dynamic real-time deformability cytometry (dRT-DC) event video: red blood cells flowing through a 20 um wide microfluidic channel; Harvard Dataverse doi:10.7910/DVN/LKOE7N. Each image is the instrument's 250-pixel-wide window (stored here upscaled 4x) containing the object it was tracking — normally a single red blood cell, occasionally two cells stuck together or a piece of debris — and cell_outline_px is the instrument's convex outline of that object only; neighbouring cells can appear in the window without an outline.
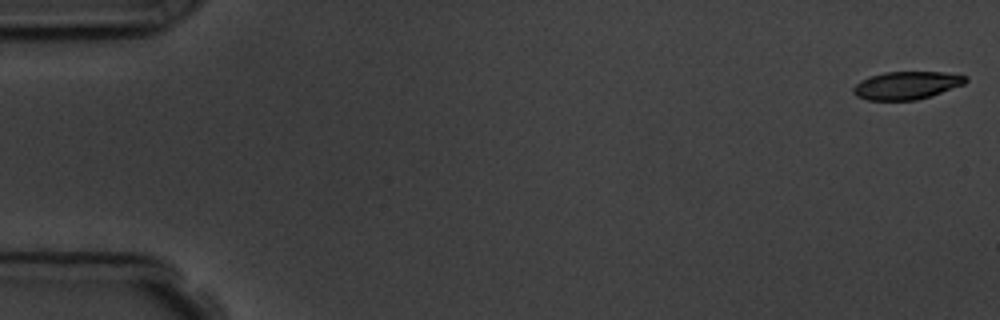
{"species": "common noctule bat (a hibernating species)", "species_latin": "Nyctalus noctula", "temperature_condition": "room temperature", "stored_images_in_passage": 15, "camera_frame_rate_fps": 3000, "um_per_image_px": 0.085, "animal": {"sex": "male", "body_mass_g": 19.5, "forearm_length_mm": 54.6}, "frame": {"image": 1, "passage_image": 1, "time_ms": 0.0, "image_size_px": [1000, 320], "cell_outline_px": [[968, 80], [964, 84], [932, 96], [916, 100], [868, 100], [856, 96], [852, 92], [852, 88], [860, 80], [868, 76], [884, 72], [944, 72], [968, 76]], "centroid_in_image_um": [77.05, 7.25], "position_along_channel_um": 7.9, "area_um2": 18.44}}
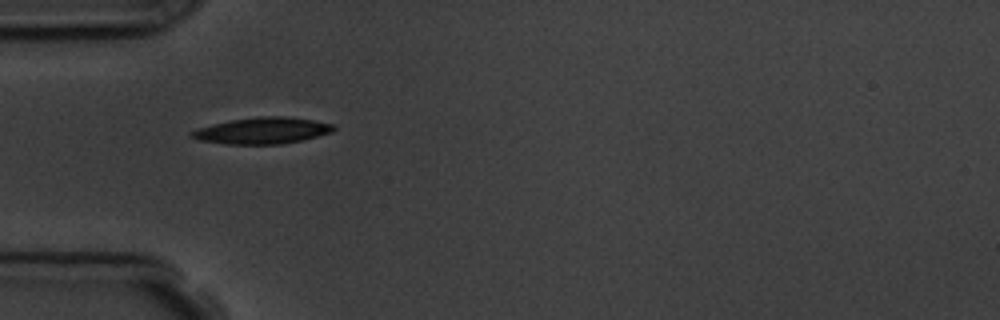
{"frame": {"image": 2, "passage_image": 5, "time_ms": 5.333, "image_size_px": [1000, 320], "cell_outline_px": [[336, 128], [332, 132], [300, 140], [280, 144], [224, 144], [200, 140], [188, 136], [188, 132], [196, 128], [212, 124], [232, 120], [256, 116], [288, 116], [336, 124]], "centroid_in_image_um": [22.26, 11.09], "position_along_channel_um": 62.7, "area_um2": 21.96}}
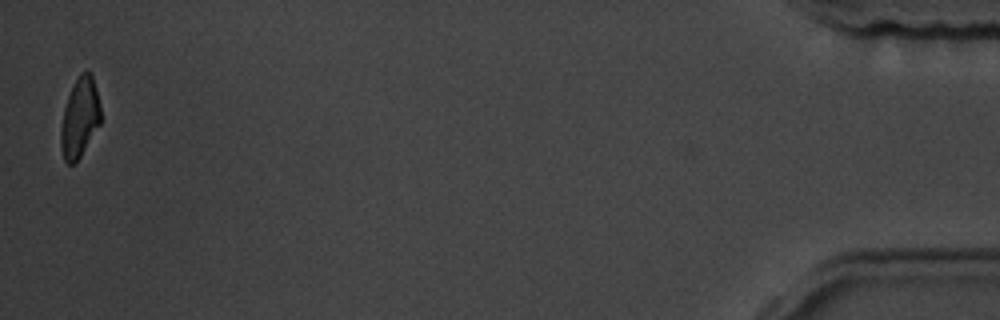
{"frame": {"image": 3, "passage_image": 15, "time_ms": 17.667, "image_size_px": [1000, 320], "cell_outline_px": [[100, 124], [76, 164], [68, 164], [64, 160], [60, 148], [60, 132], [64, 108], [68, 96], [80, 72], [84, 68], [88, 68], [92, 72], [100, 104]], "centroid_in_image_um": [6.78, 9.99], "position_along_channel_um": 428.4, "area_um2": 18.79}, "authors_computed_cell_mechanics": {"area_um2": 20.5768, "velocity_mm_per_s": 3.7454, "shape_relaxation_time_tau1_ms": 5.1247, "shape_relaxation_time_tau2_ms": 6.537, "deformation_change_tau1": 0.1418, "deformation_change_tau2": 0.1359}}